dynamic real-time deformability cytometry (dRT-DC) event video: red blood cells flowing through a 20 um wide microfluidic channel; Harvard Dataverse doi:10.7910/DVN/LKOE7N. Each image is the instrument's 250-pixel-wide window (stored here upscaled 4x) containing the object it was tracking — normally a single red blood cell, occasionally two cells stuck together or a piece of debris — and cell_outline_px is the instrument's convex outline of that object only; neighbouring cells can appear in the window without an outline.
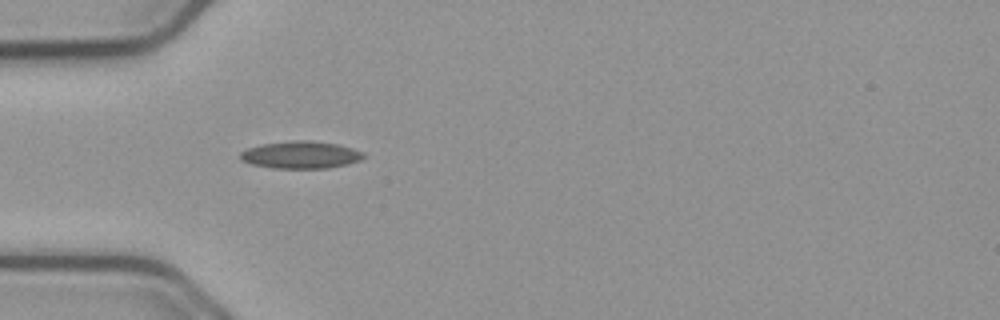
{"species": "common noctule bat (a hibernating species)", "species_latin": "Nyctalus noctula", "temperature_condition": "cold", "stored_images_in_passage": 39, "camera_frame_rate_fps": 3000, "um_per_image_px": 0.085, "animal": {"sex": "male", "body_mass_g": 23.1, "forearm_length_mm": 52.7}, "frame": {"image": 1, "passage_image": 1, "time_ms": 0.0, "image_size_px": [1000, 320], "cell_outline_px": [[364, 156], [360, 160], [348, 164], [328, 168], [272, 168], [252, 164], [240, 160], [240, 152], [248, 148], [264, 144], [296, 140], [308, 140], [340, 144], [364, 152]], "centroid_in_image_um": [25.58, 13.16], "position_along_channel_um": 59.4, "area_um2": 19.59}}
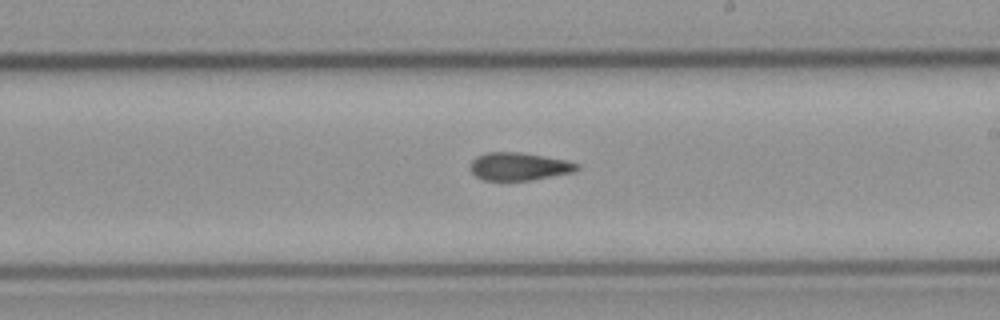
{"frame": {"image": 2, "passage_image": 16, "time_ms": 5.0, "image_size_px": [1000, 320], "cell_outline_px": [[580, 168], [572, 172], [532, 180], [484, 180], [476, 176], [472, 172], [472, 160], [476, 156], [488, 152], [520, 152], [564, 160], [580, 164]], "centroid_in_image_um": [44.12, 14.15], "position_along_channel_um": 244.9, "area_um2": 17.05}}
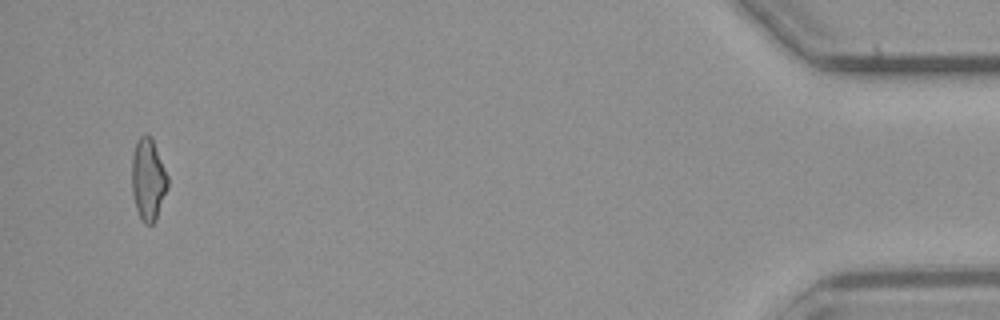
{"frame": {"image": 3, "passage_image": 37, "time_ms": 12.0, "image_size_px": [1000, 320], "cell_outline_px": [[168, 188], [156, 220], [152, 224], [144, 224], [136, 208], [132, 192], [132, 156], [136, 140], [140, 136], [148, 136], [152, 140], [168, 176]], "centroid_in_image_um": [12.59, 15.29], "position_along_channel_um": 422.6, "area_um2": 16.94}, "authors_computed_cell_mechanics": {"area_um2": 17.5134, "velocity_mm_per_s": 3.7531, "shape_relaxation_time_tau1_ms": null, "shape_relaxation_time_tau2_ms": 3.4075, "deformation_change_tau1": null, "deformation_change_tau2": 0.1033}}